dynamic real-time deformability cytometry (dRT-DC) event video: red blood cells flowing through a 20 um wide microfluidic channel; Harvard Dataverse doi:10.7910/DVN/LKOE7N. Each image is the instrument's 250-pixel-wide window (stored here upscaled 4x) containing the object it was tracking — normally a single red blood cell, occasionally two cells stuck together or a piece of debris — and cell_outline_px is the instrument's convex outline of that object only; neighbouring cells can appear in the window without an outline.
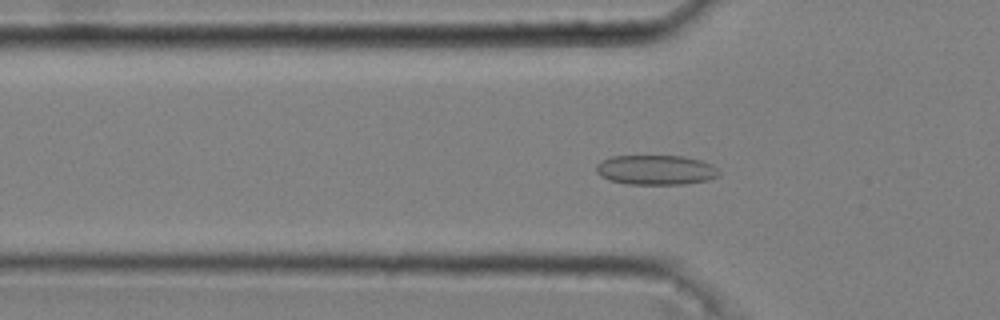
{"species": "common noctule bat (a hibernating species)", "species_latin": "Nyctalus noctula", "temperature_condition": "cold", "stored_images_in_passage": 23, "camera_frame_rate_fps": 3000, "um_per_image_px": 0.085, "animal": {"sex": "male", "body_mass_g": 20.4}, "frame": {"image": 1, "passage_image": 3, "time_ms": 0.667, "image_size_px": [1000, 320], "cell_outline_px": [[720, 176], [708, 180], [684, 184], [628, 184], [608, 180], [600, 176], [596, 172], [596, 164], [612, 156], [684, 156], [700, 160], [712, 164], [720, 172]], "centroid_in_image_um": [55.76, 14.45], "position_along_channel_um": 70.0, "area_um2": 21.39}}
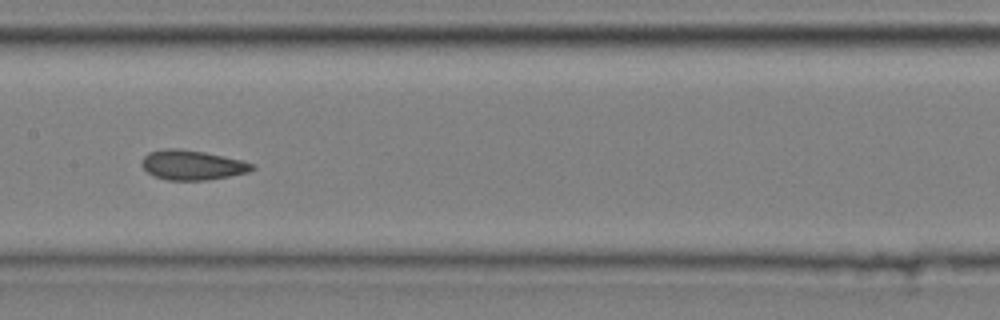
{"frame": {"image": 2, "passage_image": 13, "time_ms": 4.0, "image_size_px": [1000, 320], "cell_outline_px": [[256, 168], [248, 172], [228, 176], [204, 180], [168, 180], [156, 176], [148, 172], [140, 164], [144, 156], [148, 152], [164, 148], [176, 148], [204, 152], [224, 156], [256, 164]], "centroid_in_image_um": [16.34, 14.02], "position_along_channel_um": 191.1, "area_um2": 19.02}}
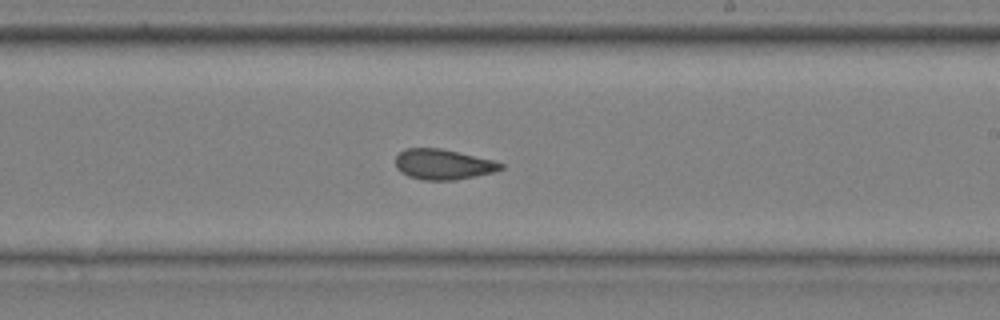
{"frame": {"image": 3, "passage_image": 18, "time_ms": 5.667, "image_size_px": [1000, 320], "cell_outline_px": [[504, 168], [492, 172], [476, 176], [452, 180], [424, 180], [408, 176], [400, 172], [396, 168], [396, 156], [404, 148], [440, 148], [492, 160], [504, 164]], "centroid_in_image_um": [37.63, 13.97], "position_along_channel_um": 251.4, "area_um2": 18.5}}